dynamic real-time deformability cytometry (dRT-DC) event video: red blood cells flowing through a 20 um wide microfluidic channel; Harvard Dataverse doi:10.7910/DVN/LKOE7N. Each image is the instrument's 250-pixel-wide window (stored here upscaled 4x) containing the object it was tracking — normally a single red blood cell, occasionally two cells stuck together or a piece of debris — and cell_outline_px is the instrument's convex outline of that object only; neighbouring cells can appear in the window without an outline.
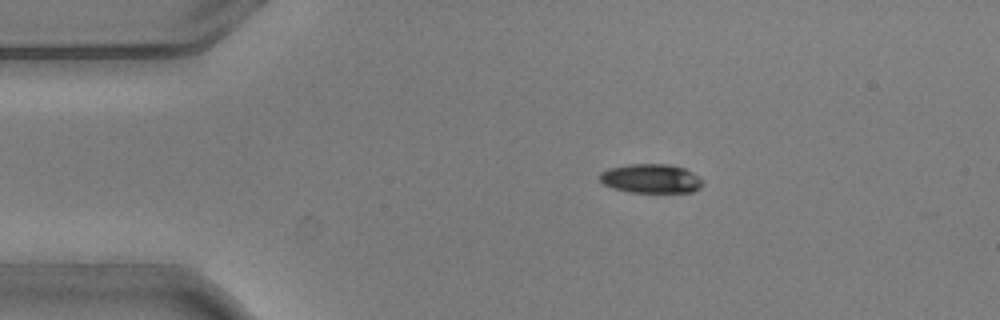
{"species": "common noctule bat (a hibernating species)", "species_latin": "Nyctalus noctula", "temperature_condition": "warm", "stored_images_in_passage": 6, "camera_frame_rate_fps": 3000, "um_per_image_px": 0.085, "animal": {"sex": "male", "body_mass_g": 20.5, "forearm_length_mm": 52.5}, "frame": {"image": 1, "passage_image": 3, "time_ms": 0.667, "image_size_px": [1000, 320], "cell_outline_px": [[704, 184], [700, 188], [692, 192], [628, 192], [612, 188], [604, 184], [600, 180], [600, 172], [608, 168], [628, 164], [668, 164], [684, 168], [700, 176], [704, 180]], "centroid_in_image_um": [55.36, 15.18], "position_along_channel_um": 29.6, "area_um2": 17.69}}
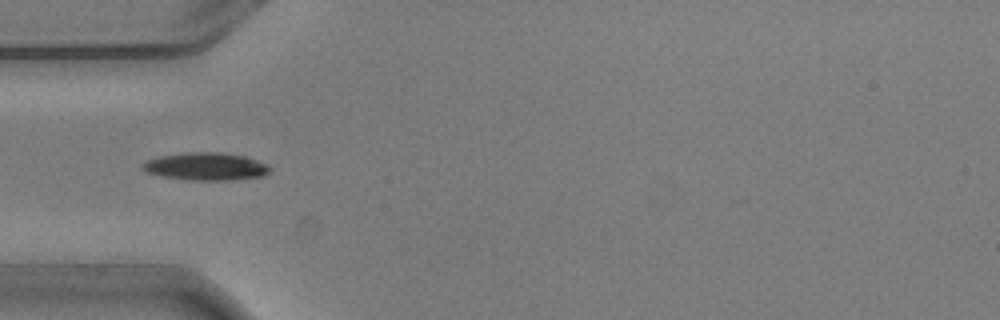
{"frame": {"image": 2, "passage_image": 5, "time_ms": 1.333, "image_size_px": [1000, 320], "cell_outline_px": [[272, 172], [264, 176], [232, 180], [192, 180], [164, 176], [148, 172], [140, 168], [140, 164], [156, 156], [184, 152], [220, 152], [244, 156], [268, 164], [272, 168]], "centroid_in_image_um": [17.53, 14.14], "position_along_channel_um": 67.5, "area_um2": 20.75}}